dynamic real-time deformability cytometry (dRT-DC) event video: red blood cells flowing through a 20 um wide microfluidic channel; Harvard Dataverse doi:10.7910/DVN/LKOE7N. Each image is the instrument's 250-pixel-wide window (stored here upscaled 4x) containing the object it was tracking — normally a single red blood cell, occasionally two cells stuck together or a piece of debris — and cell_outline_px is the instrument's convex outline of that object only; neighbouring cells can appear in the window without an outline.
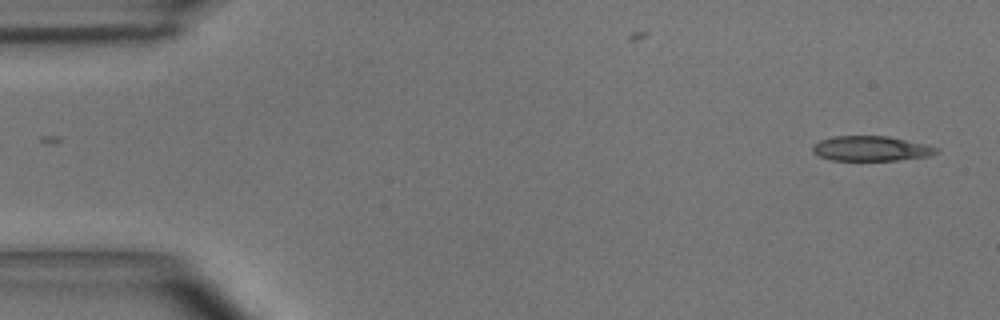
{"species": "common noctule bat (a hibernating species)", "species_latin": "Nyctalus noctula", "temperature_condition": "room temperature", "stored_images_in_passage": 48, "camera_frame_rate_fps": 3000, "um_per_image_px": 0.085, "animal": {"sex": "male", "body_mass_g": 15.6}, "frame": {"image": 1, "passage_image": 1, "time_ms": 0.0, "image_size_px": [1000, 320], "cell_outline_px": [[940, 152], [928, 156], [896, 160], [832, 160], [820, 156], [812, 152], [812, 148], [820, 140], [832, 136], [888, 136], [924, 144], [940, 148]], "centroid_in_image_um": [74.05, 12.62], "position_along_channel_um": 10.9, "area_um2": 17.86}}
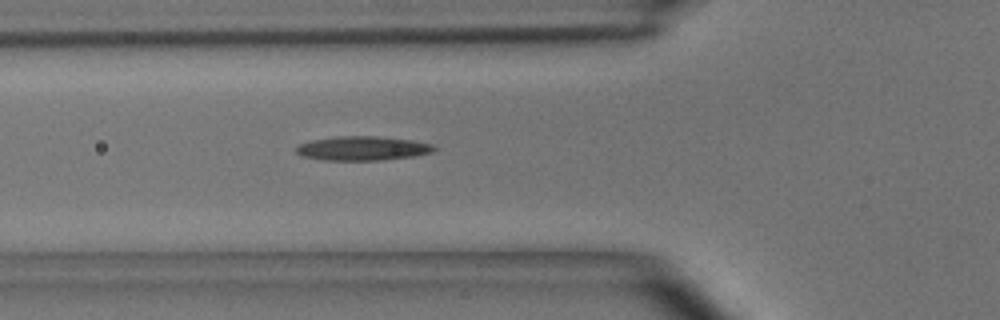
{"frame": {"image": 2, "passage_image": 16, "time_ms": 5.0, "image_size_px": [1000, 320], "cell_outline_px": [[440, 148], [432, 152], [416, 156], [380, 160], [324, 160], [304, 156], [296, 152], [296, 148], [300, 144], [312, 140], [336, 136], [380, 136], [412, 140], [432, 144]], "centroid_in_image_um": [30.89, 12.6], "position_along_channel_um": 94.9, "area_um2": 19.48}}
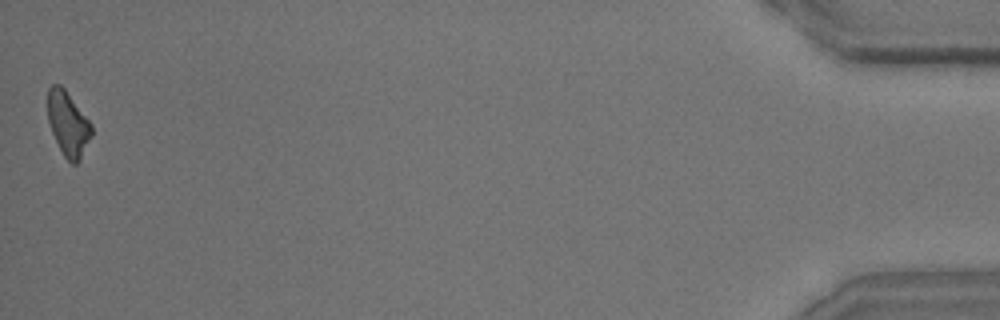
{"frame": {"image": 3, "passage_image": 48, "time_ms": 15.667, "image_size_px": [1000, 320], "cell_outline_px": [[92, 136], [80, 160], [76, 164], [72, 164], [64, 156], [52, 132], [48, 120], [48, 88], [52, 84], [60, 84], [64, 88], [92, 124]], "centroid_in_image_um": [5.79, 10.52], "position_along_channel_um": 429.4, "area_um2": 16.36}}